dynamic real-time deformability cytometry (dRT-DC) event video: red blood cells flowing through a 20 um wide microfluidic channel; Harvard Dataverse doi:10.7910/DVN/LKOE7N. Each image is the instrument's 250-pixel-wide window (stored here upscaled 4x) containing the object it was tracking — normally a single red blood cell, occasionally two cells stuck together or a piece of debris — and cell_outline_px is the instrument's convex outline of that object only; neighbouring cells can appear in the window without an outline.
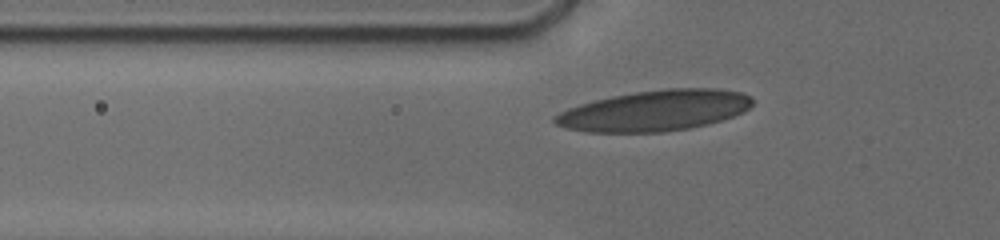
{"species": "human", "species_latin": "Homo sapiens", "temperature_condition": "cold", "stored_images_in_passage": 36, "camera_frame_rate_fps": 3000, "um_per_image_px": 0.085, "donor": {"sex": "male"}, "frame": {"image": 1, "passage_image": 9, "time_ms": 3.333, "image_size_px": [1000, 240], "cell_outline_px": [[752, 104], [744, 112], [708, 124], [688, 128], [664, 132], [588, 132], [568, 128], [556, 124], [552, 120], [552, 116], [568, 108], [580, 104], [612, 96], [636, 92], [664, 88], [716, 88], [740, 92], [752, 96]], "centroid_in_image_um": [55.66, 9.4], "position_along_channel_um": 70.1, "area_um2": 46.82}}
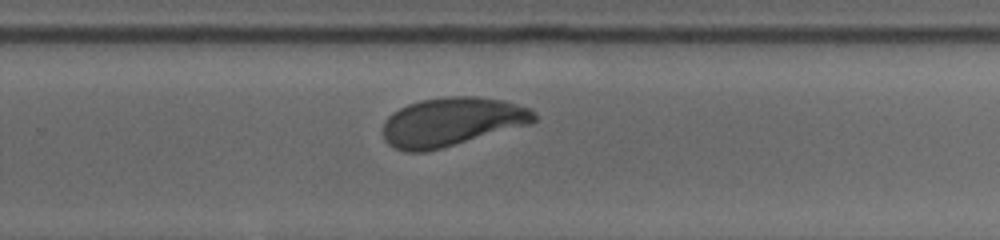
{"frame": {"image": 2, "passage_image": 23, "time_ms": 9.333, "image_size_px": [1000, 240], "cell_outline_px": [[536, 120], [532, 124], [440, 148], [424, 152], [408, 152], [396, 148], [388, 144], [384, 140], [384, 120], [392, 112], [408, 104], [420, 100], [444, 96], [476, 96], [504, 100], [532, 108], [536, 116]], "centroid_in_image_um": [38.42, 10.34], "position_along_channel_um": 291.4, "area_um2": 43.06}}
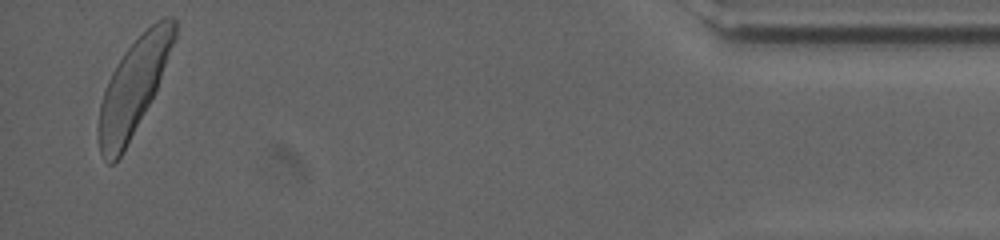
{"frame": {"image": 3, "passage_image": 36, "time_ms": 14.667, "image_size_px": [1000, 240], "cell_outline_px": [[176, 36], [156, 88], [124, 152], [112, 164], [108, 164], [104, 160], [100, 152], [96, 128], [100, 104], [108, 80], [116, 64], [124, 52], [156, 20], [164, 16], [172, 16], [176, 20]], "centroid_in_image_um": [11.3, 7.42], "position_along_channel_um": 423.9, "area_um2": 41.38}, "authors_computed_cell_mechanics": {"area_um2": 42.8298, "velocity_mm_per_s": 3.7439, "shape_relaxation_time_tau1_ms": 2.9547, "shape_relaxation_time_tau2_ms": 1.1942, "deformation_change_tau1": 0.1303, "deformation_change_tau2": 0.0706}}